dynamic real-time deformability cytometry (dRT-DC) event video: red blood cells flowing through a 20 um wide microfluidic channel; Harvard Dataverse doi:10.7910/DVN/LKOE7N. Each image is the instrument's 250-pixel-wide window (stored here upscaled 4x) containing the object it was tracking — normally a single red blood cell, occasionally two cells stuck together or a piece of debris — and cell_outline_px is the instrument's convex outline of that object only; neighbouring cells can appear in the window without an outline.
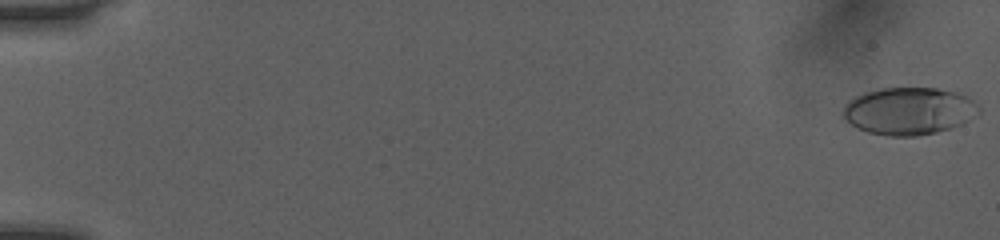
{"species": "human", "species_latin": "Homo sapiens", "temperature_condition": "room temperature", "stored_images_in_passage": 52, "camera_frame_rate_fps": 3000, "um_per_image_px": 0.085, "donor": {"sex": "female"}, "frame": {"image": 1, "passage_image": 1, "time_ms": 0.0, "image_size_px": [1000, 240], "cell_outline_px": [[980, 112], [968, 120], [960, 124], [936, 132], [916, 136], [884, 136], [868, 132], [856, 128], [844, 116], [844, 104], [848, 100], [864, 92], [884, 88], [936, 88], [956, 92], [968, 96], [980, 108]], "centroid_in_image_um": [77.25, 9.43], "position_along_channel_um": 7.7, "area_um2": 37.34}}
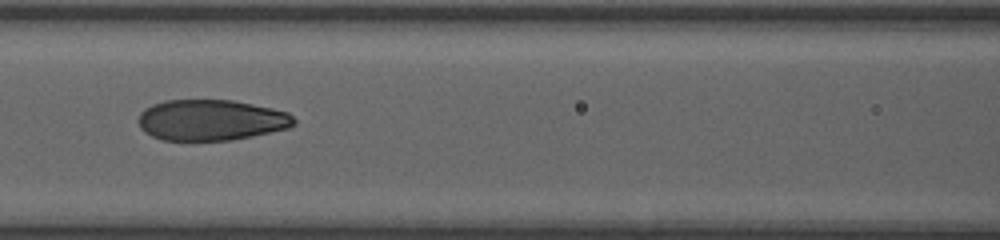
{"frame": {"image": 2, "passage_image": 25, "time_ms": 8.0, "image_size_px": [1000, 240], "cell_outline_px": [[296, 124], [288, 128], [252, 136], [232, 140], [164, 140], [152, 136], [144, 132], [140, 128], [140, 112], [144, 108], [152, 104], [164, 100], [232, 100], [272, 108], [288, 112], [296, 120]], "centroid_in_image_um": [17.94, 10.2], "position_along_channel_um": 148.7, "area_um2": 37.05}}
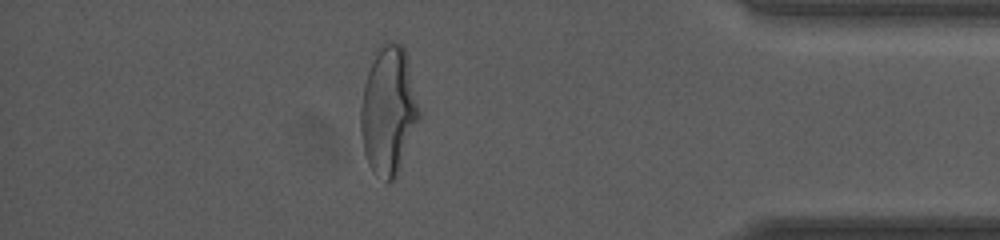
{"frame": {"image": 3, "passage_image": 46, "time_ms": 15.0, "image_size_px": [1000, 240], "cell_outline_px": [[420, 116], [400, 168], [396, 176], [392, 180], [388, 180], [372, 172], [368, 164], [364, 152], [360, 132], [360, 108], [364, 84], [372, 52], [380, 44], [388, 40], [392, 40], [400, 44], [404, 48], [408, 60], [420, 112]], "centroid_in_image_um": [32.99, 9.33], "position_along_channel_um": 402.2, "area_um2": 43.87}, "authors_computed_cell_mechanics": {"area_um2": 38.0035, "velocity_mm_per_s": 4.0676, "shape_relaxation_time_tau1_ms": 4.511, "shape_relaxation_time_tau2_ms": 0.9938, "deformation_change_tau1": 0.2066, "deformation_change_tau2": 0.0714}}